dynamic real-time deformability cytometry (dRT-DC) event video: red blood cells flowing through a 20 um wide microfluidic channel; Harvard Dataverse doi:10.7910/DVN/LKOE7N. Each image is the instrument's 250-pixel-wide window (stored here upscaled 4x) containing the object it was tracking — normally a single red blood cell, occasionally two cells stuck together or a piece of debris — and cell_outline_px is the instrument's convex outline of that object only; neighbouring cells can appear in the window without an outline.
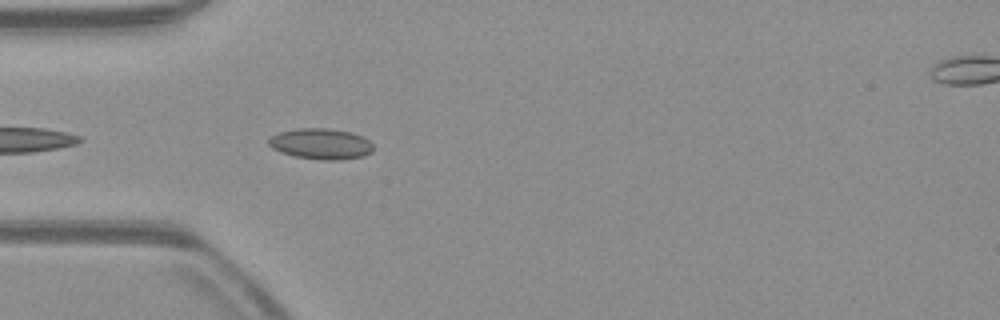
{"species": "common noctule bat (a hibernating species)", "species_latin": "Nyctalus noctula", "temperature_condition": "warm", "stored_images_in_passage": 14, "camera_frame_rate_fps": 3000, "um_per_image_px": 0.085, "animal": {"sex": "male", "body_mass_g": 23.1, "forearm_length_mm": 52.7}, "frame": {"image": 1, "passage_image": 3, "time_ms": 0.667, "image_size_px": [1000, 320], "cell_outline_px": [[372, 152], [364, 156], [340, 160], [320, 160], [292, 156], [280, 152], [272, 148], [268, 144], [268, 140], [272, 136], [280, 132], [296, 128], [328, 128], [352, 132], [368, 140], [372, 144]], "centroid_in_image_um": [27.26, 12.23], "position_along_channel_um": 57.7, "area_um2": 18.9}}